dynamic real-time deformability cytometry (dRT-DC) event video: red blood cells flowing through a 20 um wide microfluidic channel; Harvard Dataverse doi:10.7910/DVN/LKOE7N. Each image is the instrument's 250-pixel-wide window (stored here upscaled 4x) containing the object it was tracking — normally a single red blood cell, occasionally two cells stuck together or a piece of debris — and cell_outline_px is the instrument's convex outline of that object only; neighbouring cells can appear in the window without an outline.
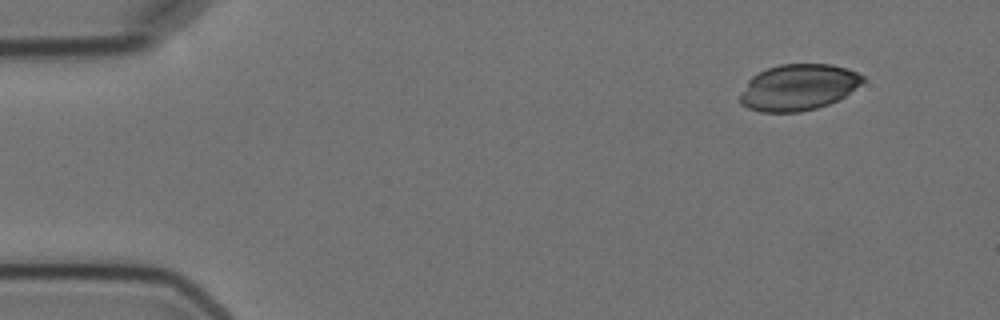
{"species": "Egyptian fruit bat (a non-hibernating species)", "species_latin": "Rousettus aegyptiacus", "temperature_condition": "cold", "stored_images_in_passage": 4, "camera_frame_rate_fps": 3000, "um_per_image_px": 0.085, "animal": {"sex": "female"}, "frame": {"image": 1, "passage_image": 1, "time_ms": 0.0, "image_size_px": [1000, 320], "cell_outline_px": [[864, 80], [860, 84], [844, 96], [828, 104], [816, 108], [800, 112], [760, 112], [748, 108], [740, 104], [740, 96], [748, 80], [752, 76], [768, 68], [780, 64], [832, 64], [848, 68], [864, 76]], "centroid_in_image_um": [67.84, 7.42], "position_along_channel_um": 17.2, "area_um2": 32.89}}